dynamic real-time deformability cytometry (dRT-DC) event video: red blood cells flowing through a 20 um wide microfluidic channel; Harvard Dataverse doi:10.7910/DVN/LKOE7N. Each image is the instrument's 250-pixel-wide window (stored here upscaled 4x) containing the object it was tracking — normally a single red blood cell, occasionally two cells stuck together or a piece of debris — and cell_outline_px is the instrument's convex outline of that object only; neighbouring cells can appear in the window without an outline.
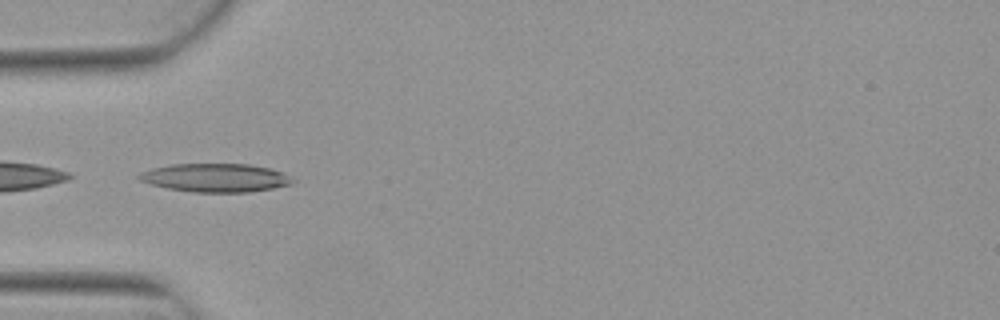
{"species": "Egyptian fruit bat (a non-hibernating species)", "species_latin": "Rousettus aegyptiacus", "temperature_condition": "warm", "stored_images_in_passage": 4, "camera_frame_rate_fps": 3000, "um_per_image_px": 0.085, "animal": {"sex": "female"}, "frame": {"image": 1, "passage_image": 2, "time_ms": 0.333, "image_size_px": [1000, 320], "cell_outline_px": [[296, 180], [292, 184], [272, 188], [248, 192], [192, 192], [168, 188], [152, 184], [140, 180], [136, 176], [140, 172], [152, 168], [172, 164], [248, 164], [268, 168], [280, 172]], "centroid_in_image_um": [18.29, 15.11], "position_along_channel_um": 66.7, "area_um2": 25.26}}
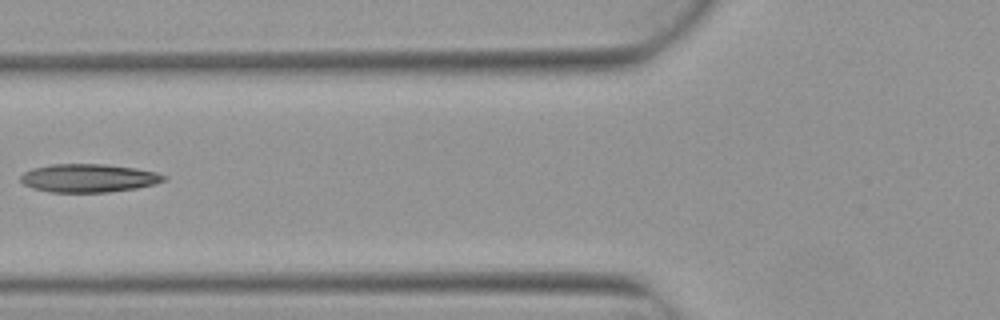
{"frame": {"image": 2, "passage_image": 3, "time_ms": 0.667, "image_size_px": [1000, 320], "cell_outline_px": [[168, 180], [136, 188], [108, 192], [52, 192], [32, 188], [24, 184], [20, 180], [20, 176], [24, 172], [32, 168], [52, 164], [104, 164], [136, 168], [156, 172], [168, 176]], "centroid_in_image_um": [7.54, 15.13], "position_along_channel_um": 118.3, "area_um2": 23.64}}
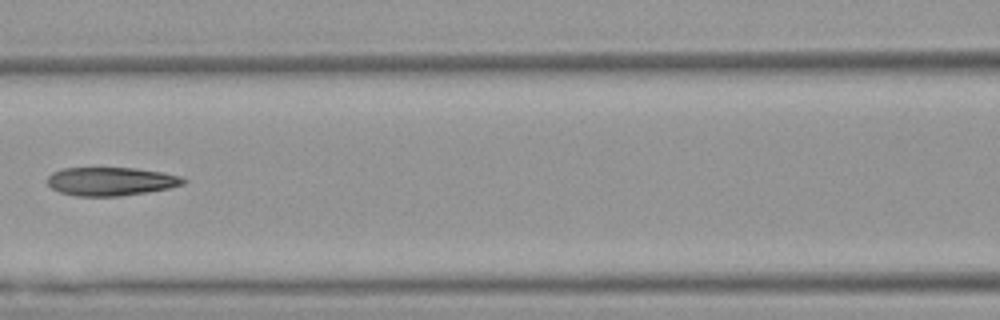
{"frame": {"image": 3, "passage_image": 4, "time_ms": 1.0, "image_size_px": [1000, 320], "cell_outline_px": [[188, 180], [184, 184], [168, 188], [120, 196], [76, 196], [60, 192], [52, 188], [48, 184], [48, 176], [52, 172], [64, 168], [136, 168], [164, 172], [180, 176]], "centroid_in_image_um": [9.43, 15.41], "position_along_channel_um": 157.2, "area_um2": 22.48}}